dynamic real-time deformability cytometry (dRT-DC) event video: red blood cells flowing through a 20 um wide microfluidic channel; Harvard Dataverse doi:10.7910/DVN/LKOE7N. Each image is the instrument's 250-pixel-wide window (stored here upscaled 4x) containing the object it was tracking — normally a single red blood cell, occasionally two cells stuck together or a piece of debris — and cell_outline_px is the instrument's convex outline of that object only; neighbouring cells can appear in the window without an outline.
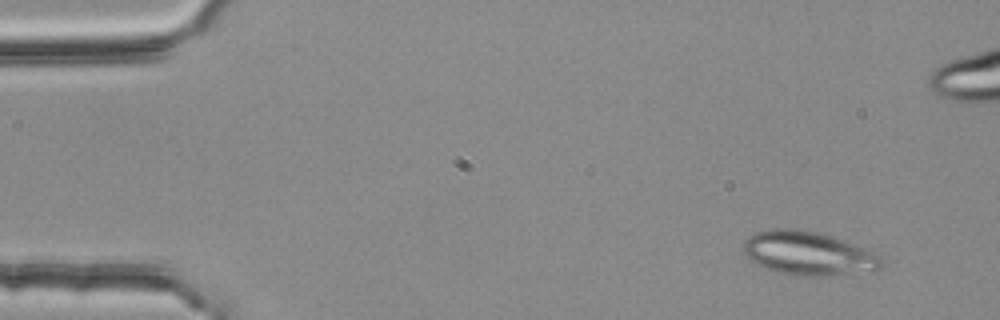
{"species": "common noctule bat (a hibernating species)", "species_latin": "Nyctalus noctula", "temperature_condition": "room temperature", "stored_images_in_passage": 4, "camera_frame_rate_fps": 3000, "um_per_image_px": 0.085, "animal": {"sex": "female", "body_mass_g": 25.1}, "frame": {"image": 1, "passage_image": 1, "time_ms": 0.0, "image_size_px": [1000, 320], "cell_outline_px": [[884, 268], [872, 272], [812, 276], [796, 276], [772, 272], [756, 264], [744, 252], [744, 240], [748, 236], [756, 232], [776, 228], [796, 228], [816, 232], [840, 240], [872, 252], [880, 256], [884, 260]], "centroid_in_image_um": [68.69, 21.56], "position_along_channel_um": 16.3, "area_um2": 35.2}}